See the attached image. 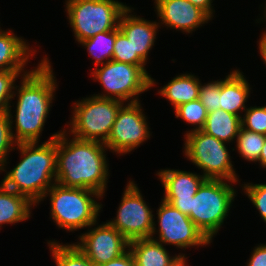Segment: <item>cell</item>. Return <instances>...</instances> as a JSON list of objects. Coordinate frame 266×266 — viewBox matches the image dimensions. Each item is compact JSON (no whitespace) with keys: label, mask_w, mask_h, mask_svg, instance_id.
Here are the masks:
<instances>
[{"label":"cell","mask_w":266,"mask_h":266,"mask_svg":"<svg viewBox=\"0 0 266 266\" xmlns=\"http://www.w3.org/2000/svg\"><path fill=\"white\" fill-rule=\"evenodd\" d=\"M131 252L136 266H177L185 254L170 257L162 243L151 238L135 239L129 242Z\"/></svg>","instance_id":"cell-17"},{"label":"cell","mask_w":266,"mask_h":266,"mask_svg":"<svg viewBox=\"0 0 266 266\" xmlns=\"http://www.w3.org/2000/svg\"><path fill=\"white\" fill-rule=\"evenodd\" d=\"M258 162L260 163L262 168L263 167L266 168V136H265V142L261 150V154H260Z\"/></svg>","instance_id":"cell-37"},{"label":"cell","mask_w":266,"mask_h":266,"mask_svg":"<svg viewBox=\"0 0 266 266\" xmlns=\"http://www.w3.org/2000/svg\"><path fill=\"white\" fill-rule=\"evenodd\" d=\"M116 39V29L98 33L92 38L79 42L87 48L90 56L95 59V65L98 67L112 60L114 51V42ZM105 59V60H104ZM104 60V61H103Z\"/></svg>","instance_id":"cell-23"},{"label":"cell","mask_w":266,"mask_h":266,"mask_svg":"<svg viewBox=\"0 0 266 266\" xmlns=\"http://www.w3.org/2000/svg\"><path fill=\"white\" fill-rule=\"evenodd\" d=\"M139 102H129L120 107L110 135L104 143L107 149L123 155L149 139V126Z\"/></svg>","instance_id":"cell-12"},{"label":"cell","mask_w":266,"mask_h":266,"mask_svg":"<svg viewBox=\"0 0 266 266\" xmlns=\"http://www.w3.org/2000/svg\"><path fill=\"white\" fill-rule=\"evenodd\" d=\"M89 231V232H88ZM75 244L95 265L107 263L128 251L129 241L108 222L88 230Z\"/></svg>","instance_id":"cell-13"},{"label":"cell","mask_w":266,"mask_h":266,"mask_svg":"<svg viewBox=\"0 0 266 266\" xmlns=\"http://www.w3.org/2000/svg\"><path fill=\"white\" fill-rule=\"evenodd\" d=\"M247 266H266V244L254 248Z\"/></svg>","instance_id":"cell-33"},{"label":"cell","mask_w":266,"mask_h":266,"mask_svg":"<svg viewBox=\"0 0 266 266\" xmlns=\"http://www.w3.org/2000/svg\"><path fill=\"white\" fill-rule=\"evenodd\" d=\"M175 110L176 118H182L188 124L196 125L194 131L201 130L207 119L208 111L199 99L181 104Z\"/></svg>","instance_id":"cell-27"},{"label":"cell","mask_w":266,"mask_h":266,"mask_svg":"<svg viewBox=\"0 0 266 266\" xmlns=\"http://www.w3.org/2000/svg\"><path fill=\"white\" fill-rule=\"evenodd\" d=\"M266 5V4H265ZM265 8H266V6H265ZM264 17H265V19H266V9H265V11H264ZM265 33H266V31H265Z\"/></svg>","instance_id":"cell-39"},{"label":"cell","mask_w":266,"mask_h":266,"mask_svg":"<svg viewBox=\"0 0 266 266\" xmlns=\"http://www.w3.org/2000/svg\"><path fill=\"white\" fill-rule=\"evenodd\" d=\"M220 81H212L205 85H200L199 100L208 112L220 109Z\"/></svg>","instance_id":"cell-31"},{"label":"cell","mask_w":266,"mask_h":266,"mask_svg":"<svg viewBox=\"0 0 266 266\" xmlns=\"http://www.w3.org/2000/svg\"><path fill=\"white\" fill-rule=\"evenodd\" d=\"M47 196H50L51 200L52 220L59 228L77 231L97 224L102 204L93 198L103 197L98 192L54 183L43 196V200Z\"/></svg>","instance_id":"cell-4"},{"label":"cell","mask_w":266,"mask_h":266,"mask_svg":"<svg viewBox=\"0 0 266 266\" xmlns=\"http://www.w3.org/2000/svg\"><path fill=\"white\" fill-rule=\"evenodd\" d=\"M12 120L11 104H9L8 110L0 113V172L5 171L4 166L7 164V155L10 150H15L13 146L16 145V141L12 135Z\"/></svg>","instance_id":"cell-26"},{"label":"cell","mask_w":266,"mask_h":266,"mask_svg":"<svg viewBox=\"0 0 266 266\" xmlns=\"http://www.w3.org/2000/svg\"><path fill=\"white\" fill-rule=\"evenodd\" d=\"M127 5L116 0H67L66 12L77 42L111 31Z\"/></svg>","instance_id":"cell-6"},{"label":"cell","mask_w":266,"mask_h":266,"mask_svg":"<svg viewBox=\"0 0 266 266\" xmlns=\"http://www.w3.org/2000/svg\"><path fill=\"white\" fill-rule=\"evenodd\" d=\"M33 205V206H32ZM36 206L28 197L9 190L0 184V227L15 224L30 217L32 207Z\"/></svg>","instance_id":"cell-20"},{"label":"cell","mask_w":266,"mask_h":266,"mask_svg":"<svg viewBox=\"0 0 266 266\" xmlns=\"http://www.w3.org/2000/svg\"><path fill=\"white\" fill-rule=\"evenodd\" d=\"M113 48L112 60L131 65H146V62L139 55H133V46L118 27L116 28Z\"/></svg>","instance_id":"cell-28"},{"label":"cell","mask_w":266,"mask_h":266,"mask_svg":"<svg viewBox=\"0 0 266 266\" xmlns=\"http://www.w3.org/2000/svg\"><path fill=\"white\" fill-rule=\"evenodd\" d=\"M184 138L186 158L203 170L206 179L238 182L225 142L201 130L187 131Z\"/></svg>","instance_id":"cell-9"},{"label":"cell","mask_w":266,"mask_h":266,"mask_svg":"<svg viewBox=\"0 0 266 266\" xmlns=\"http://www.w3.org/2000/svg\"><path fill=\"white\" fill-rule=\"evenodd\" d=\"M161 23L175 30L191 33L211 18L188 0H154Z\"/></svg>","instance_id":"cell-15"},{"label":"cell","mask_w":266,"mask_h":266,"mask_svg":"<svg viewBox=\"0 0 266 266\" xmlns=\"http://www.w3.org/2000/svg\"><path fill=\"white\" fill-rule=\"evenodd\" d=\"M48 246L56 266H95L74 243L62 245L50 240Z\"/></svg>","instance_id":"cell-24"},{"label":"cell","mask_w":266,"mask_h":266,"mask_svg":"<svg viewBox=\"0 0 266 266\" xmlns=\"http://www.w3.org/2000/svg\"><path fill=\"white\" fill-rule=\"evenodd\" d=\"M200 85L199 78L192 73L181 74L160 88L158 93L167 98L175 109L181 104L199 99Z\"/></svg>","instance_id":"cell-21"},{"label":"cell","mask_w":266,"mask_h":266,"mask_svg":"<svg viewBox=\"0 0 266 266\" xmlns=\"http://www.w3.org/2000/svg\"><path fill=\"white\" fill-rule=\"evenodd\" d=\"M24 70L0 71V113L7 111L12 100L15 80Z\"/></svg>","instance_id":"cell-30"},{"label":"cell","mask_w":266,"mask_h":266,"mask_svg":"<svg viewBox=\"0 0 266 266\" xmlns=\"http://www.w3.org/2000/svg\"><path fill=\"white\" fill-rule=\"evenodd\" d=\"M226 180L206 179L192 197L189 218L212 242L228 216L236 191Z\"/></svg>","instance_id":"cell-5"},{"label":"cell","mask_w":266,"mask_h":266,"mask_svg":"<svg viewBox=\"0 0 266 266\" xmlns=\"http://www.w3.org/2000/svg\"><path fill=\"white\" fill-rule=\"evenodd\" d=\"M241 127L266 135V106L247 108L245 114L241 117Z\"/></svg>","instance_id":"cell-29"},{"label":"cell","mask_w":266,"mask_h":266,"mask_svg":"<svg viewBox=\"0 0 266 266\" xmlns=\"http://www.w3.org/2000/svg\"><path fill=\"white\" fill-rule=\"evenodd\" d=\"M91 76L98 80L104 92H107L95 96L122 102H138V95L155 84V80L145 70V65H131L114 60L97 67Z\"/></svg>","instance_id":"cell-8"},{"label":"cell","mask_w":266,"mask_h":266,"mask_svg":"<svg viewBox=\"0 0 266 266\" xmlns=\"http://www.w3.org/2000/svg\"><path fill=\"white\" fill-rule=\"evenodd\" d=\"M259 52H260V55L266 65V33L263 32L262 33V36L259 40Z\"/></svg>","instance_id":"cell-36"},{"label":"cell","mask_w":266,"mask_h":266,"mask_svg":"<svg viewBox=\"0 0 266 266\" xmlns=\"http://www.w3.org/2000/svg\"><path fill=\"white\" fill-rule=\"evenodd\" d=\"M241 128V117L223 109L208 112L201 131L220 141L229 143L235 140Z\"/></svg>","instance_id":"cell-22"},{"label":"cell","mask_w":266,"mask_h":266,"mask_svg":"<svg viewBox=\"0 0 266 266\" xmlns=\"http://www.w3.org/2000/svg\"><path fill=\"white\" fill-rule=\"evenodd\" d=\"M194 6L203 10L210 18H213L212 0H188Z\"/></svg>","instance_id":"cell-35"},{"label":"cell","mask_w":266,"mask_h":266,"mask_svg":"<svg viewBox=\"0 0 266 266\" xmlns=\"http://www.w3.org/2000/svg\"><path fill=\"white\" fill-rule=\"evenodd\" d=\"M30 49L22 37L15 36L11 30L0 29V71L24 70L29 57L35 56L36 50Z\"/></svg>","instance_id":"cell-19"},{"label":"cell","mask_w":266,"mask_h":266,"mask_svg":"<svg viewBox=\"0 0 266 266\" xmlns=\"http://www.w3.org/2000/svg\"><path fill=\"white\" fill-rule=\"evenodd\" d=\"M186 265H187L186 259L183 258L182 261L177 266H186Z\"/></svg>","instance_id":"cell-38"},{"label":"cell","mask_w":266,"mask_h":266,"mask_svg":"<svg viewBox=\"0 0 266 266\" xmlns=\"http://www.w3.org/2000/svg\"><path fill=\"white\" fill-rule=\"evenodd\" d=\"M129 6L122 12L119 19V30L127 37L133 46V55H139L145 62L149 51L154 46L160 23L151 22L140 16L132 15Z\"/></svg>","instance_id":"cell-16"},{"label":"cell","mask_w":266,"mask_h":266,"mask_svg":"<svg viewBox=\"0 0 266 266\" xmlns=\"http://www.w3.org/2000/svg\"><path fill=\"white\" fill-rule=\"evenodd\" d=\"M156 175L159 176L164 187L163 200L189 216L192 197L206 178L203 175L175 169H164L157 172Z\"/></svg>","instance_id":"cell-14"},{"label":"cell","mask_w":266,"mask_h":266,"mask_svg":"<svg viewBox=\"0 0 266 266\" xmlns=\"http://www.w3.org/2000/svg\"><path fill=\"white\" fill-rule=\"evenodd\" d=\"M158 215V231L153 227L151 239L154 234L159 232L154 239L162 244L174 245L178 248L208 245L211 241L204 233L192 222L189 216L183 214L172 204L162 199L161 204L156 211Z\"/></svg>","instance_id":"cell-11"},{"label":"cell","mask_w":266,"mask_h":266,"mask_svg":"<svg viewBox=\"0 0 266 266\" xmlns=\"http://www.w3.org/2000/svg\"><path fill=\"white\" fill-rule=\"evenodd\" d=\"M242 73L236 69L224 80H220V109L239 117H242L240 110L243 112L247 109L245 102L250 96L251 89Z\"/></svg>","instance_id":"cell-18"},{"label":"cell","mask_w":266,"mask_h":266,"mask_svg":"<svg viewBox=\"0 0 266 266\" xmlns=\"http://www.w3.org/2000/svg\"><path fill=\"white\" fill-rule=\"evenodd\" d=\"M117 210L116 218L108 223L117 229L129 242L135 239L151 238L156 226L152 210L134 181H129Z\"/></svg>","instance_id":"cell-10"},{"label":"cell","mask_w":266,"mask_h":266,"mask_svg":"<svg viewBox=\"0 0 266 266\" xmlns=\"http://www.w3.org/2000/svg\"><path fill=\"white\" fill-rule=\"evenodd\" d=\"M49 61L45 56L36 69L28 72L26 70L20 75V87L15 85L14 90L18 92L13 93V97H18L15 115L16 134L12 131V135L16 144L37 143L40 140L57 87Z\"/></svg>","instance_id":"cell-2"},{"label":"cell","mask_w":266,"mask_h":266,"mask_svg":"<svg viewBox=\"0 0 266 266\" xmlns=\"http://www.w3.org/2000/svg\"><path fill=\"white\" fill-rule=\"evenodd\" d=\"M99 266H136V265H135L134 258L128 249V251L125 252L120 257L114 260H111L107 263L101 264Z\"/></svg>","instance_id":"cell-34"},{"label":"cell","mask_w":266,"mask_h":266,"mask_svg":"<svg viewBox=\"0 0 266 266\" xmlns=\"http://www.w3.org/2000/svg\"><path fill=\"white\" fill-rule=\"evenodd\" d=\"M244 191L266 223V184L244 183Z\"/></svg>","instance_id":"cell-32"},{"label":"cell","mask_w":266,"mask_h":266,"mask_svg":"<svg viewBox=\"0 0 266 266\" xmlns=\"http://www.w3.org/2000/svg\"><path fill=\"white\" fill-rule=\"evenodd\" d=\"M66 130L57 136L56 183L72 188L90 189L104 195L107 188V147L98 141L66 136Z\"/></svg>","instance_id":"cell-1"},{"label":"cell","mask_w":266,"mask_h":266,"mask_svg":"<svg viewBox=\"0 0 266 266\" xmlns=\"http://www.w3.org/2000/svg\"><path fill=\"white\" fill-rule=\"evenodd\" d=\"M58 134H53L42 145L38 142L18 143L16 146L23 157L1 183L28 197L34 204L41 202L47 190L56 183Z\"/></svg>","instance_id":"cell-3"},{"label":"cell","mask_w":266,"mask_h":266,"mask_svg":"<svg viewBox=\"0 0 266 266\" xmlns=\"http://www.w3.org/2000/svg\"><path fill=\"white\" fill-rule=\"evenodd\" d=\"M265 136L241 127L236 137V148L241 157L247 161L257 162L265 142Z\"/></svg>","instance_id":"cell-25"},{"label":"cell","mask_w":266,"mask_h":266,"mask_svg":"<svg viewBox=\"0 0 266 266\" xmlns=\"http://www.w3.org/2000/svg\"><path fill=\"white\" fill-rule=\"evenodd\" d=\"M124 102L91 96L75 102L69 132L77 139L105 143Z\"/></svg>","instance_id":"cell-7"}]
</instances>
